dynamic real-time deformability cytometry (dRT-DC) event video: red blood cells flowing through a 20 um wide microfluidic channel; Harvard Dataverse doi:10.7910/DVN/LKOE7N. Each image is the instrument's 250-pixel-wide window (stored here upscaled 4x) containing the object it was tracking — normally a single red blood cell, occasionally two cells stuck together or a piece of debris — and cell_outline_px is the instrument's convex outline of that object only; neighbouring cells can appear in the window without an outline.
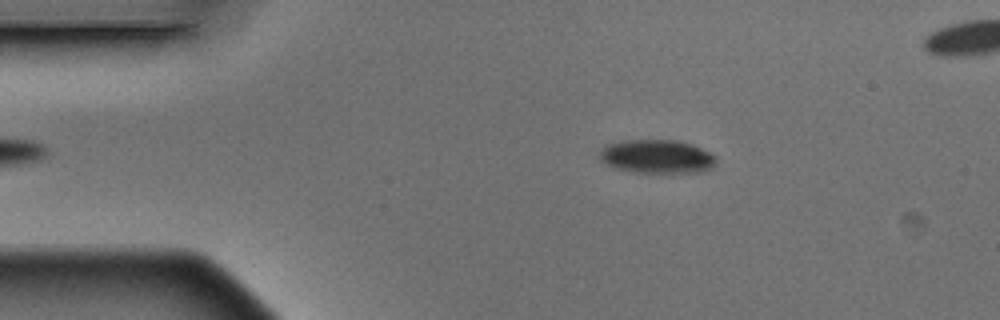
{"species": "Egyptian fruit bat (a non-hibernating species)", "species_latin": "Rousettus aegyptiacus", "temperature_condition": "warm", "stored_images_in_passage": 3, "camera_frame_rate_fps": 3000, "um_per_image_px": 0.085, "animal": {"sex": "male"}, "frame": {"image": 1, "passage_image": 2, "time_ms": 0.333, "image_size_px": [1000, 320], "cell_outline_px": [[716, 160], [712, 168], [704, 172], [636, 172], [612, 168], [600, 160], [600, 152], [608, 144], [624, 140], [680, 140], [692, 144], [716, 156]], "centroid_in_image_um": [55.85, 13.3], "position_along_channel_um": 29.2, "area_um2": 22.83}}